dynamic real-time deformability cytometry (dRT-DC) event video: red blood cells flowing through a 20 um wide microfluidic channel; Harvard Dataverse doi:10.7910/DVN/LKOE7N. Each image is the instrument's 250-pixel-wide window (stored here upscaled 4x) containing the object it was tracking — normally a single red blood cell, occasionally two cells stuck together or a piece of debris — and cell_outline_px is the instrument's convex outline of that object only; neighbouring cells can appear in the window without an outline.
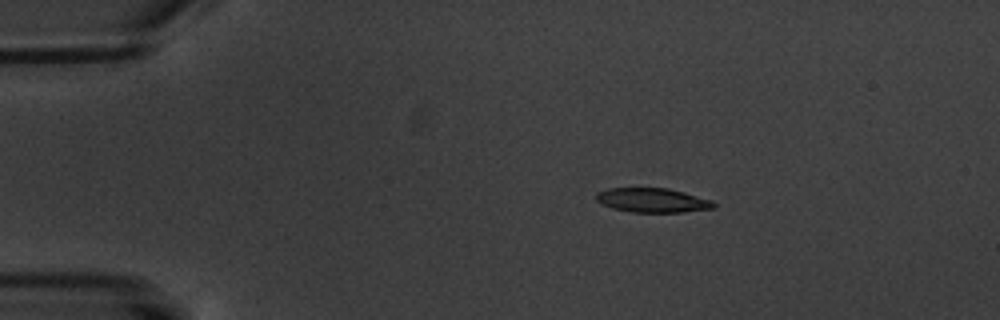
{"species": "common noctule bat (a hibernating species)", "species_latin": "Nyctalus noctula", "temperature_condition": "warm", "stored_images_in_passage": 6, "camera_frame_rate_fps": 3000, "um_per_image_px": 0.085, "animal": {"sex": "male", "body_mass_g": 20.1, "forearm_length_mm": 53.5}, "frame": {"image": 1, "passage_image": 4, "time_ms": 3.667, "image_size_px": [1000, 320], "cell_outline_px": [[716, 208], [684, 212], [632, 212], [612, 208], [596, 200], [596, 192], [608, 188], [668, 188], [684, 192], [712, 200], [716, 204]], "centroid_in_image_um": [55.49, 17.02], "position_along_channel_um": 29.5, "area_um2": 16.7}}